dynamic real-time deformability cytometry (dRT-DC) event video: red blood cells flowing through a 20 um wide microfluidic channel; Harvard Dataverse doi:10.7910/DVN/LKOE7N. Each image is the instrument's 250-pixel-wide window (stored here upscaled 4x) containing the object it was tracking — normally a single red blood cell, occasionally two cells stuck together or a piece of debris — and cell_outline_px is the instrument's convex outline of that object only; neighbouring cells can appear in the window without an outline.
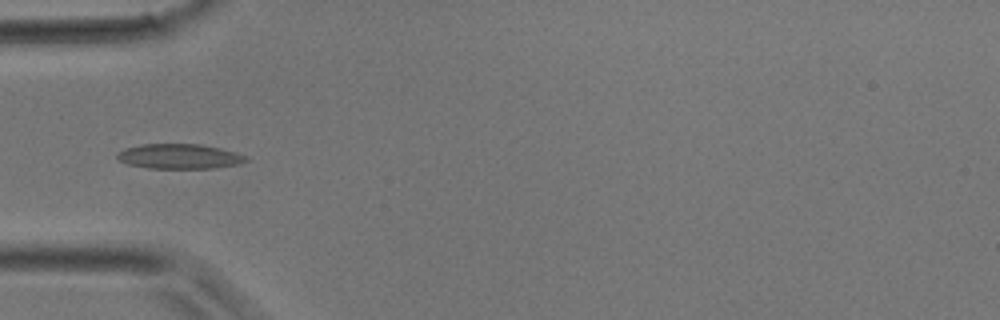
{"species": "common noctule bat (a hibernating species)", "species_latin": "Nyctalus noctula", "temperature_condition": "room temperature", "stored_images_in_passage": 30, "camera_frame_rate_fps": 3000, "um_per_image_px": 0.085, "animal": {"sex": "male", "body_mass_g": 17.9}, "frame": {"image": 1, "passage_image": 3, "time_ms": 0.667, "image_size_px": [1000, 320], "cell_outline_px": [[248, 160], [240, 164], [212, 168], [148, 168], [128, 164], [120, 160], [116, 156], [124, 148], [144, 144], [200, 144], [220, 148], [236, 152], [244, 156]], "centroid_in_image_um": [15.26, 13.29], "position_along_channel_um": 69.7, "area_um2": 18.5}}
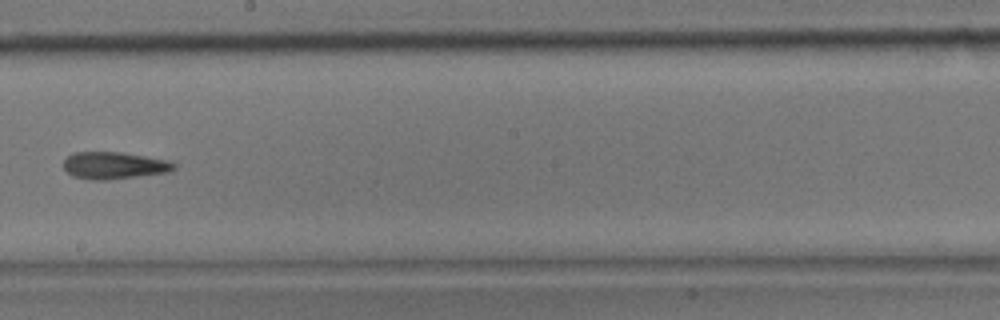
{"frame": {"image": 2, "passage_image": 13, "time_ms": 4.0, "image_size_px": [1000, 320], "cell_outline_px": [[176, 168], [168, 172], [108, 180], [92, 180], [72, 176], [64, 168], [64, 160], [72, 152], [120, 152], [168, 160], [176, 164]], "centroid_in_image_um": [9.69, 14.06], "position_along_channel_um": 238.5, "area_um2": 17.4}}
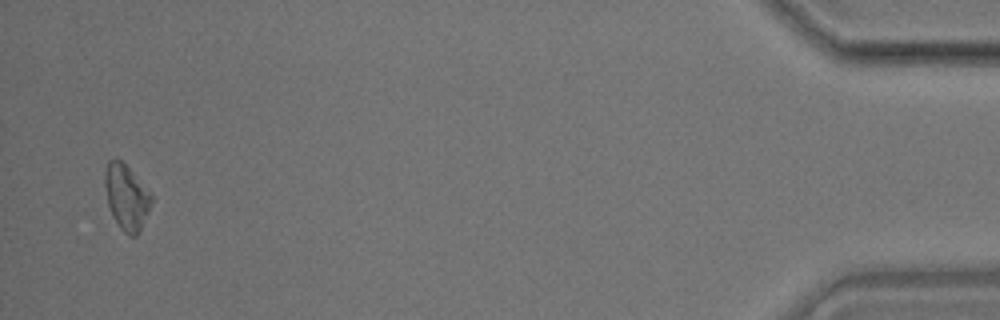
{"frame": {"image": 3, "passage_image": 29, "time_ms": 9.333, "image_size_px": [1000, 320], "cell_outline_px": [[152, 204], [140, 232], [136, 236], [128, 236], [120, 228], [112, 216], [108, 204], [104, 184], [104, 172], [108, 160], [120, 160], [128, 168], [152, 196]], "centroid_in_image_um": [10.73, 16.81], "position_along_channel_um": 424.5, "area_um2": 17.51}}